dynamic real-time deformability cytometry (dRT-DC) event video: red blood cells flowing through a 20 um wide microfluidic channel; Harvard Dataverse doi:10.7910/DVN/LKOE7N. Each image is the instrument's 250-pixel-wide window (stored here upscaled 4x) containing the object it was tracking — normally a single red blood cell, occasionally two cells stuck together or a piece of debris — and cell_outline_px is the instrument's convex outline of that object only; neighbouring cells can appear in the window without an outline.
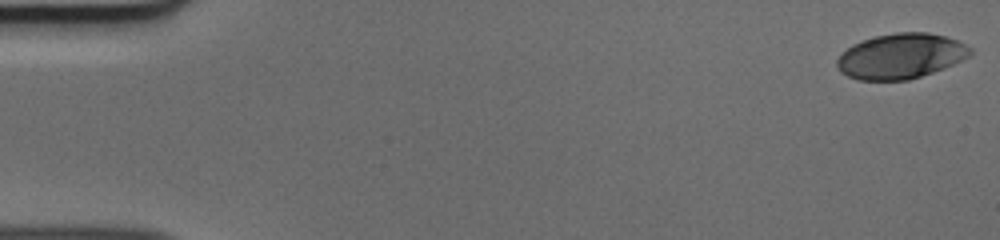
{"species": "human", "species_latin": "Homo sapiens", "temperature_condition": "cold", "stored_images_in_passage": 51, "camera_frame_rate_fps": 3000, "um_per_image_px": 0.085, "donor": {"sex": "male"}, "frame": {"image": 1, "passage_image": 1, "time_ms": 0.0, "image_size_px": [1000, 240], "cell_outline_px": [[972, 52], [968, 56], [952, 64], [932, 72], [908, 80], [856, 80], [840, 72], [836, 64], [836, 60], [840, 52], [852, 44], [876, 36], [896, 32], [928, 32], [944, 36], [956, 40], [972, 48]], "centroid_in_image_um": [76.51, 4.77], "position_along_channel_um": 8.5, "area_um2": 34.97}}
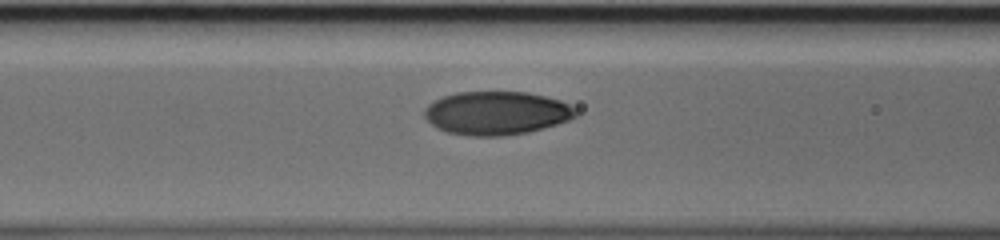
{"frame": {"image": 2, "passage_image": 21, "time_ms": 6.667, "image_size_px": [1000, 240], "cell_outline_px": [[576, 116], [568, 120], [556, 124], [528, 132], [500, 136], [468, 136], [448, 132], [436, 128], [424, 116], [424, 108], [428, 104], [444, 96], [456, 92], [528, 92], [560, 100], [576, 108]], "centroid_in_image_um": [42.18, 9.61], "position_along_channel_um": 124.4, "area_um2": 38.21}}
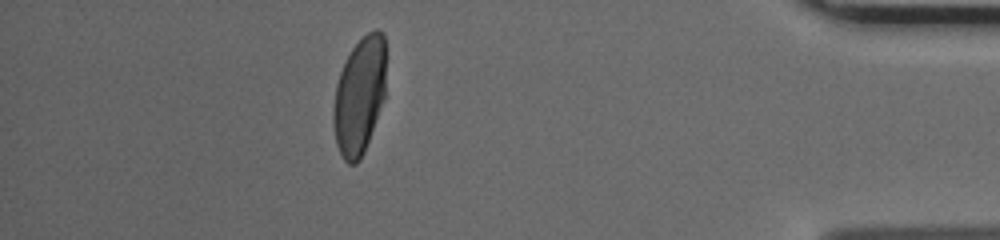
{"frame": {"image": 3, "passage_image": 45, "time_ms": 14.667, "image_size_px": [1000, 240], "cell_outline_px": [[384, 96], [364, 152], [360, 160], [356, 164], [348, 164], [344, 160], [336, 144], [332, 120], [332, 108], [336, 84], [340, 72], [352, 48], [368, 32], [376, 28], [384, 36]], "centroid_in_image_um": [30.51, 8.18], "position_along_channel_um": 404.7, "area_um2": 35.43}}